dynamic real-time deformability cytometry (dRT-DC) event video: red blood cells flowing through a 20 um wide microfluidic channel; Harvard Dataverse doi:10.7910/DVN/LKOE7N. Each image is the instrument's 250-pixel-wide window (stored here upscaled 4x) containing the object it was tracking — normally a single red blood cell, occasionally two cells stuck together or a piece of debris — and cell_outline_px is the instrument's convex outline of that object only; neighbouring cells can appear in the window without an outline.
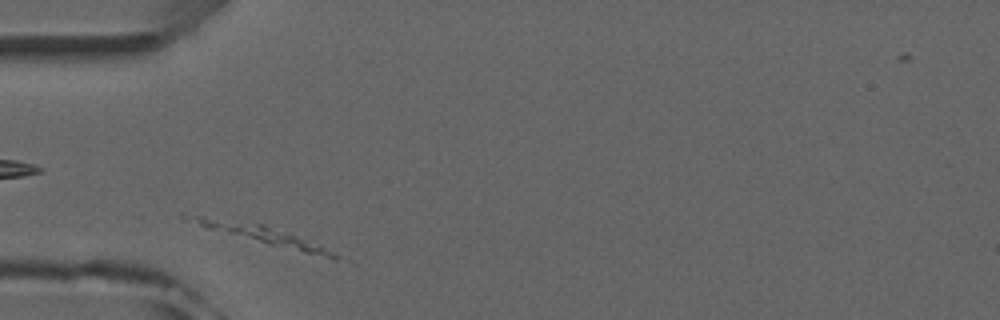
{"species": "common noctule bat (a hibernating species)", "species_latin": "Nyctalus noctula", "temperature_condition": "room temperature", "stored_images_in_passage": 6, "camera_frame_rate_fps": 3000, "um_per_image_px": 0.085, "animal": {"sex": "male", "forearm_length_mm": 52.5}, "frame": {"image": 1, "passage_image": 5, "time_ms": 4.333, "image_size_px": [1000, 320], "cell_outline_px": [[336, 260], [332, 260], [272, 244], [232, 232], [224, 228], [256, 224], [264, 224], [320, 244], [336, 256]], "centroid_in_image_um": [24.03, 20.37], "position_along_channel_um": 61.0, "area_um2": 10.06}}